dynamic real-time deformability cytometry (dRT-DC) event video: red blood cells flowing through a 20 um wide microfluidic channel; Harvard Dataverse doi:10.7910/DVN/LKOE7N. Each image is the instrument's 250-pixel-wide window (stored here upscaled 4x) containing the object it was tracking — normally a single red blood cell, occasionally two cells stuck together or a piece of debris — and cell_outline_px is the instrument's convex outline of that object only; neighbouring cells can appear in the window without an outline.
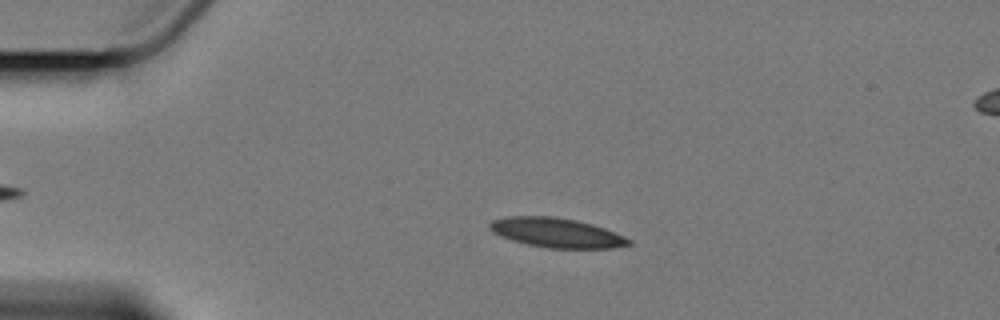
{"species": "Egyptian fruit bat (a non-hibernating species)", "species_latin": "Rousettus aegyptiacus", "temperature_condition": "cold", "stored_images_in_passage": 4, "camera_frame_rate_fps": 3000, "um_per_image_px": 0.085, "animal": {"sex": "female"}, "frame": {"image": 1, "passage_image": 3, "time_ms": 2.333, "image_size_px": [1000, 320], "cell_outline_px": [[632, 244], [612, 248], [548, 248], [528, 244], [512, 240], [492, 232], [488, 228], [488, 224], [492, 220], [508, 216], [552, 216], [576, 220], [592, 224], [604, 228], [624, 236], [632, 240]], "centroid_in_image_um": [47.3, 19.78], "position_along_channel_um": 37.7, "area_um2": 23.87}}